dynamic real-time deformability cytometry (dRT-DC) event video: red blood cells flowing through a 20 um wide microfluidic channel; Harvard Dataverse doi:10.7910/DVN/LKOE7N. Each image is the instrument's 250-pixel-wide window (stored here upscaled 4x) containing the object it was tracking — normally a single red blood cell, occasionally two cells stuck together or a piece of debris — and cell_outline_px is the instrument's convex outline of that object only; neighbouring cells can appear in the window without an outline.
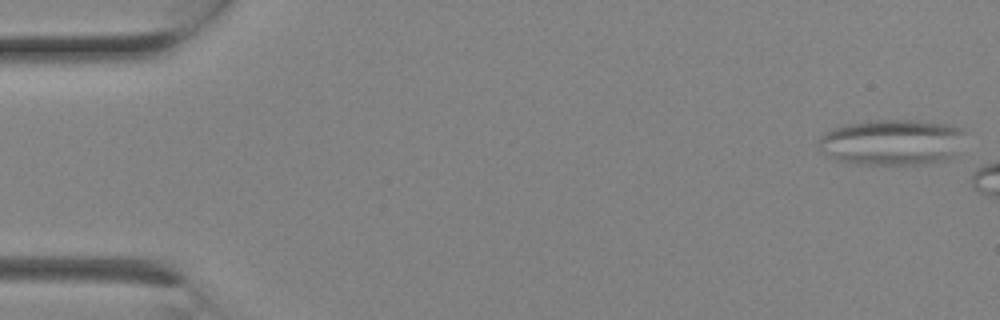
{"species": "Egyptian fruit bat (a non-hibernating species)", "species_latin": "Rousettus aegyptiacus", "temperature_condition": "room temperature", "stored_images_in_passage": 3, "camera_frame_rate_fps": 3000, "um_per_image_px": 0.085, "animal": {"sex": "female"}, "frame": {"image": 1, "passage_image": 1, "time_ms": 0.0, "image_size_px": [1000, 320], "cell_outline_px": [[964, 132], [960, 156], [948, 160], [924, 164], [856, 164], [832, 160], [820, 152], [820, 136], [832, 128], [840, 124], [872, 120], [916, 120], [948, 124], [964, 128]], "centroid_in_image_um": [75.86, 12.1], "position_along_channel_um": 9.1, "area_um2": 40.29}}